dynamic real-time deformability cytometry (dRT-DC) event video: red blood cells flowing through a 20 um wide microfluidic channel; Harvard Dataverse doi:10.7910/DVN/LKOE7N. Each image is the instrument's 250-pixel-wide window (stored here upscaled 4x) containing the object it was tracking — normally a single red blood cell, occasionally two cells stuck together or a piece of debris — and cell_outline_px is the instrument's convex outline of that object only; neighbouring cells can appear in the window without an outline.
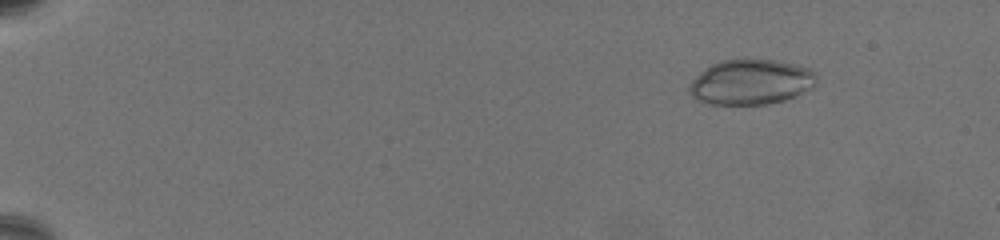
{"species": "common noctule bat (a hibernating species)", "species_latin": "Nyctalus noctula", "temperature_condition": "warm", "stored_images_in_passage": 60, "camera_frame_rate_fps": 3000, "um_per_image_px": 0.085, "animal": {"sex": "female", "body_mass_g": 19.5, "forearm_length_mm": 54.1}, "frame": {"image": 1, "passage_image": 2, "time_ms": 0.333, "image_size_px": [1000, 240], "cell_outline_px": [[816, 84], [812, 88], [796, 96], [784, 100], [768, 104], [712, 104], [696, 100], [688, 92], [688, 88], [692, 80], [700, 72], [712, 64], [720, 60], [772, 60], [796, 64], [808, 68], [816, 76]], "centroid_in_image_um": [63.82, 6.99], "position_along_channel_um": 21.2, "area_um2": 33.35}}
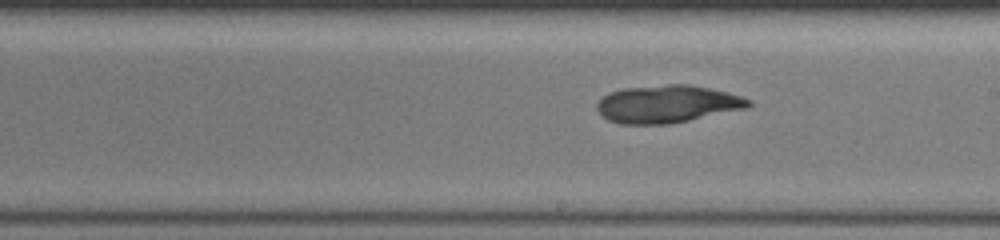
{"frame": {"image": 2, "passage_image": 35, "time_ms": 11.333, "image_size_px": [1000, 240], "cell_outline_px": [[752, 104], [748, 108], [668, 124], [620, 124], [608, 120], [596, 108], [596, 104], [608, 92], [624, 88], [668, 84], [692, 84], [728, 92], [752, 100]], "centroid_in_image_um": [56.74, 8.83], "position_along_channel_um": 232.3, "area_um2": 33.23}}
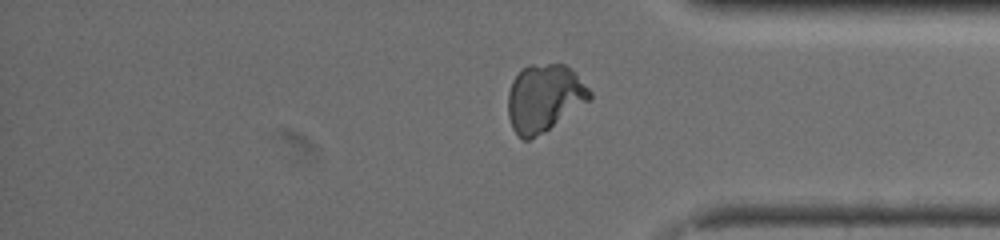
{"frame": {"image": 3, "passage_image": 50, "time_ms": 16.333, "image_size_px": [1000, 240], "cell_outline_px": [[592, 96], [588, 100], [544, 132], [528, 140], [524, 140], [512, 128], [508, 116], [508, 92], [512, 80], [528, 64], [564, 64], [592, 92]], "centroid_in_image_um": [46.21, 8.33], "position_along_channel_um": 389.0, "area_um2": 31.39}}